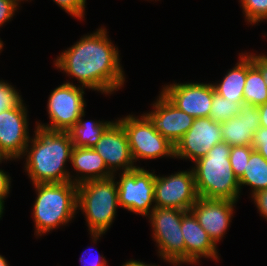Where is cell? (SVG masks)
<instances>
[{"label":"cell","mask_w":267,"mask_h":266,"mask_svg":"<svg viewBox=\"0 0 267 266\" xmlns=\"http://www.w3.org/2000/svg\"><path fill=\"white\" fill-rule=\"evenodd\" d=\"M106 29L81 38L56 59V67L79 80L82 87L111 93L124 84L119 53Z\"/></svg>","instance_id":"1"},{"label":"cell","mask_w":267,"mask_h":266,"mask_svg":"<svg viewBox=\"0 0 267 266\" xmlns=\"http://www.w3.org/2000/svg\"><path fill=\"white\" fill-rule=\"evenodd\" d=\"M31 142V150L28 151V147L25 150L28 152L25 167L33 184L72 182L69 172L63 169L74 148L67 131L36 127Z\"/></svg>","instance_id":"2"},{"label":"cell","mask_w":267,"mask_h":266,"mask_svg":"<svg viewBox=\"0 0 267 266\" xmlns=\"http://www.w3.org/2000/svg\"><path fill=\"white\" fill-rule=\"evenodd\" d=\"M231 146L226 142L215 144L204 157L195 161L193 168L199 197L237 201L239 179L230 164Z\"/></svg>","instance_id":"3"},{"label":"cell","mask_w":267,"mask_h":266,"mask_svg":"<svg viewBox=\"0 0 267 266\" xmlns=\"http://www.w3.org/2000/svg\"><path fill=\"white\" fill-rule=\"evenodd\" d=\"M38 194L33 215L38 235L64 225L77 210V184L73 182L34 184Z\"/></svg>","instance_id":"4"},{"label":"cell","mask_w":267,"mask_h":266,"mask_svg":"<svg viewBox=\"0 0 267 266\" xmlns=\"http://www.w3.org/2000/svg\"><path fill=\"white\" fill-rule=\"evenodd\" d=\"M117 205L118 189L114 176L77 185V207L85 212L94 241L112 224Z\"/></svg>","instance_id":"5"},{"label":"cell","mask_w":267,"mask_h":266,"mask_svg":"<svg viewBox=\"0 0 267 266\" xmlns=\"http://www.w3.org/2000/svg\"><path fill=\"white\" fill-rule=\"evenodd\" d=\"M186 212L174 208L152 207L149 214L160 256L174 265L185 263V242L181 222Z\"/></svg>","instance_id":"6"},{"label":"cell","mask_w":267,"mask_h":266,"mask_svg":"<svg viewBox=\"0 0 267 266\" xmlns=\"http://www.w3.org/2000/svg\"><path fill=\"white\" fill-rule=\"evenodd\" d=\"M138 119L133 115L126 116L118 122L126 133L133 161L142 159H155L161 156L174 157V145L156 131L143 115Z\"/></svg>","instance_id":"7"},{"label":"cell","mask_w":267,"mask_h":266,"mask_svg":"<svg viewBox=\"0 0 267 266\" xmlns=\"http://www.w3.org/2000/svg\"><path fill=\"white\" fill-rule=\"evenodd\" d=\"M83 94V87H76L69 82L54 89L47 104L51 124H38L37 127L50 131L69 130L85 113Z\"/></svg>","instance_id":"8"},{"label":"cell","mask_w":267,"mask_h":266,"mask_svg":"<svg viewBox=\"0 0 267 266\" xmlns=\"http://www.w3.org/2000/svg\"><path fill=\"white\" fill-rule=\"evenodd\" d=\"M198 198L193 170L178 172L168 177L155 175L154 208L190 211Z\"/></svg>","instance_id":"9"},{"label":"cell","mask_w":267,"mask_h":266,"mask_svg":"<svg viewBox=\"0 0 267 266\" xmlns=\"http://www.w3.org/2000/svg\"><path fill=\"white\" fill-rule=\"evenodd\" d=\"M118 189V204L141 215H149L154 201L155 175L144 168L122 172Z\"/></svg>","instance_id":"10"},{"label":"cell","mask_w":267,"mask_h":266,"mask_svg":"<svg viewBox=\"0 0 267 266\" xmlns=\"http://www.w3.org/2000/svg\"><path fill=\"white\" fill-rule=\"evenodd\" d=\"M221 142L220 122L213 121L210 117L195 118L190 129L174 146V157L189 158L195 162Z\"/></svg>","instance_id":"11"},{"label":"cell","mask_w":267,"mask_h":266,"mask_svg":"<svg viewBox=\"0 0 267 266\" xmlns=\"http://www.w3.org/2000/svg\"><path fill=\"white\" fill-rule=\"evenodd\" d=\"M22 102L0 112V149L9 159L25 154L30 143L27 111Z\"/></svg>","instance_id":"12"},{"label":"cell","mask_w":267,"mask_h":266,"mask_svg":"<svg viewBox=\"0 0 267 266\" xmlns=\"http://www.w3.org/2000/svg\"><path fill=\"white\" fill-rule=\"evenodd\" d=\"M178 109L194 118L209 117L213 84L185 83L167 85L161 92Z\"/></svg>","instance_id":"13"},{"label":"cell","mask_w":267,"mask_h":266,"mask_svg":"<svg viewBox=\"0 0 267 266\" xmlns=\"http://www.w3.org/2000/svg\"><path fill=\"white\" fill-rule=\"evenodd\" d=\"M154 104L153 107L156 110L145 116L152 123L154 129L175 146L190 129L195 118L178 109L162 93Z\"/></svg>","instance_id":"14"},{"label":"cell","mask_w":267,"mask_h":266,"mask_svg":"<svg viewBox=\"0 0 267 266\" xmlns=\"http://www.w3.org/2000/svg\"><path fill=\"white\" fill-rule=\"evenodd\" d=\"M93 149L103 158L108 170L113 174L122 167V171H132L137 168L133 166L134 161L131 156L126 133L123 126L118 122H113L100 137Z\"/></svg>","instance_id":"15"},{"label":"cell","mask_w":267,"mask_h":266,"mask_svg":"<svg viewBox=\"0 0 267 266\" xmlns=\"http://www.w3.org/2000/svg\"><path fill=\"white\" fill-rule=\"evenodd\" d=\"M235 203L236 201L199 197L190 211L216 244L229 227Z\"/></svg>","instance_id":"16"},{"label":"cell","mask_w":267,"mask_h":266,"mask_svg":"<svg viewBox=\"0 0 267 266\" xmlns=\"http://www.w3.org/2000/svg\"><path fill=\"white\" fill-rule=\"evenodd\" d=\"M260 127L258 107L242 102L239 113L221 122L223 142L229 146H252L254 134Z\"/></svg>","instance_id":"17"},{"label":"cell","mask_w":267,"mask_h":266,"mask_svg":"<svg viewBox=\"0 0 267 266\" xmlns=\"http://www.w3.org/2000/svg\"><path fill=\"white\" fill-rule=\"evenodd\" d=\"M181 231L185 242V263H196L202 256L217 260L216 244L191 211L182 216Z\"/></svg>","instance_id":"18"},{"label":"cell","mask_w":267,"mask_h":266,"mask_svg":"<svg viewBox=\"0 0 267 266\" xmlns=\"http://www.w3.org/2000/svg\"><path fill=\"white\" fill-rule=\"evenodd\" d=\"M70 161L77 172L87 174V176L84 174L79 179L72 181L77 185L85 181L108 178L114 175L108 170L103 158L93 148L74 147Z\"/></svg>","instance_id":"19"},{"label":"cell","mask_w":267,"mask_h":266,"mask_svg":"<svg viewBox=\"0 0 267 266\" xmlns=\"http://www.w3.org/2000/svg\"><path fill=\"white\" fill-rule=\"evenodd\" d=\"M225 75L223 81L214 86L215 92L227 100L244 102V86L247 78V55L240 56V62Z\"/></svg>","instance_id":"20"},{"label":"cell","mask_w":267,"mask_h":266,"mask_svg":"<svg viewBox=\"0 0 267 266\" xmlns=\"http://www.w3.org/2000/svg\"><path fill=\"white\" fill-rule=\"evenodd\" d=\"M82 116H85V114L83 113L78 119L77 123H75L69 130H67V132L69 133L74 147L93 148L97 144L105 130L113 122L83 121Z\"/></svg>","instance_id":"21"},{"label":"cell","mask_w":267,"mask_h":266,"mask_svg":"<svg viewBox=\"0 0 267 266\" xmlns=\"http://www.w3.org/2000/svg\"><path fill=\"white\" fill-rule=\"evenodd\" d=\"M249 185L253 193L267 189V160L255 149L251 152L244 174L239 178V187Z\"/></svg>","instance_id":"22"},{"label":"cell","mask_w":267,"mask_h":266,"mask_svg":"<svg viewBox=\"0 0 267 266\" xmlns=\"http://www.w3.org/2000/svg\"><path fill=\"white\" fill-rule=\"evenodd\" d=\"M244 102L260 106L267 102V82L260 70L252 63L251 55H247V78L244 86Z\"/></svg>","instance_id":"23"},{"label":"cell","mask_w":267,"mask_h":266,"mask_svg":"<svg viewBox=\"0 0 267 266\" xmlns=\"http://www.w3.org/2000/svg\"><path fill=\"white\" fill-rule=\"evenodd\" d=\"M240 104L227 100L215 92L213 86V100L209 117L216 122H225L239 113Z\"/></svg>","instance_id":"24"},{"label":"cell","mask_w":267,"mask_h":266,"mask_svg":"<svg viewBox=\"0 0 267 266\" xmlns=\"http://www.w3.org/2000/svg\"><path fill=\"white\" fill-rule=\"evenodd\" d=\"M253 150L252 146H231L229 160L232 170L238 179L244 174L245 167Z\"/></svg>","instance_id":"25"},{"label":"cell","mask_w":267,"mask_h":266,"mask_svg":"<svg viewBox=\"0 0 267 266\" xmlns=\"http://www.w3.org/2000/svg\"><path fill=\"white\" fill-rule=\"evenodd\" d=\"M246 19L250 23H257L267 19V0H241Z\"/></svg>","instance_id":"26"},{"label":"cell","mask_w":267,"mask_h":266,"mask_svg":"<svg viewBox=\"0 0 267 266\" xmlns=\"http://www.w3.org/2000/svg\"><path fill=\"white\" fill-rule=\"evenodd\" d=\"M21 101V96L12 85L0 81V112L17 106Z\"/></svg>","instance_id":"27"},{"label":"cell","mask_w":267,"mask_h":266,"mask_svg":"<svg viewBox=\"0 0 267 266\" xmlns=\"http://www.w3.org/2000/svg\"><path fill=\"white\" fill-rule=\"evenodd\" d=\"M74 17L83 18L86 0H53Z\"/></svg>","instance_id":"28"},{"label":"cell","mask_w":267,"mask_h":266,"mask_svg":"<svg viewBox=\"0 0 267 266\" xmlns=\"http://www.w3.org/2000/svg\"><path fill=\"white\" fill-rule=\"evenodd\" d=\"M252 147L267 160V128L259 127L255 132Z\"/></svg>","instance_id":"29"},{"label":"cell","mask_w":267,"mask_h":266,"mask_svg":"<svg viewBox=\"0 0 267 266\" xmlns=\"http://www.w3.org/2000/svg\"><path fill=\"white\" fill-rule=\"evenodd\" d=\"M18 3L14 0H0V26L11 19Z\"/></svg>","instance_id":"30"},{"label":"cell","mask_w":267,"mask_h":266,"mask_svg":"<svg viewBox=\"0 0 267 266\" xmlns=\"http://www.w3.org/2000/svg\"><path fill=\"white\" fill-rule=\"evenodd\" d=\"M252 197L260 213L267 218V189L256 192Z\"/></svg>","instance_id":"31"},{"label":"cell","mask_w":267,"mask_h":266,"mask_svg":"<svg viewBox=\"0 0 267 266\" xmlns=\"http://www.w3.org/2000/svg\"><path fill=\"white\" fill-rule=\"evenodd\" d=\"M252 63L260 70L263 79L267 82V59L262 56L251 55Z\"/></svg>","instance_id":"32"},{"label":"cell","mask_w":267,"mask_h":266,"mask_svg":"<svg viewBox=\"0 0 267 266\" xmlns=\"http://www.w3.org/2000/svg\"><path fill=\"white\" fill-rule=\"evenodd\" d=\"M10 190V178L9 176L0 170V200H3Z\"/></svg>","instance_id":"33"},{"label":"cell","mask_w":267,"mask_h":266,"mask_svg":"<svg viewBox=\"0 0 267 266\" xmlns=\"http://www.w3.org/2000/svg\"><path fill=\"white\" fill-rule=\"evenodd\" d=\"M260 127L267 128V102L258 106Z\"/></svg>","instance_id":"34"},{"label":"cell","mask_w":267,"mask_h":266,"mask_svg":"<svg viewBox=\"0 0 267 266\" xmlns=\"http://www.w3.org/2000/svg\"><path fill=\"white\" fill-rule=\"evenodd\" d=\"M95 260L93 262H87L85 259H84V256H82L80 258V261L81 263L83 264V266H107L106 265V261L105 259L101 258V257H97V258H94ZM86 261V262H85Z\"/></svg>","instance_id":"35"},{"label":"cell","mask_w":267,"mask_h":266,"mask_svg":"<svg viewBox=\"0 0 267 266\" xmlns=\"http://www.w3.org/2000/svg\"><path fill=\"white\" fill-rule=\"evenodd\" d=\"M123 266H157V265H149V264H145L143 262H140V261H128L125 263V265Z\"/></svg>","instance_id":"36"},{"label":"cell","mask_w":267,"mask_h":266,"mask_svg":"<svg viewBox=\"0 0 267 266\" xmlns=\"http://www.w3.org/2000/svg\"><path fill=\"white\" fill-rule=\"evenodd\" d=\"M0 266H9L6 259L0 255Z\"/></svg>","instance_id":"37"},{"label":"cell","mask_w":267,"mask_h":266,"mask_svg":"<svg viewBox=\"0 0 267 266\" xmlns=\"http://www.w3.org/2000/svg\"><path fill=\"white\" fill-rule=\"evenodd\" d=\"M4 200H0V218L2 217L3 209H4Z\"/></svg>","instance_id":"38"},{"label":"cell","mask_w":267,"mask_h":266,"mask_svg":"<svg viewBox=\"0 0 267 266\" xmlns=\"http://www.w3.org/2000/svg\"><path fill=\"white\" fill-rule=\"evenodd\" d=\"M5 160V159H9L3 152H2V150L0 149V162H1V160Z\"/></svg>","instance_id":"39"},{"label":"cell","mask_w":267,"mask_h":266,"mask_svg":"<svg viewBox=\"0 0 267 266\" xmlns=\"http://www.w3.org/2000/svg\"><path fill=\"white\" fill-rule=\"evenodd\" d=\"M2 47H3V43H2V41L0 40V50L2 49Z\"/></svg>","instance_id":"40"}]
</instances>
